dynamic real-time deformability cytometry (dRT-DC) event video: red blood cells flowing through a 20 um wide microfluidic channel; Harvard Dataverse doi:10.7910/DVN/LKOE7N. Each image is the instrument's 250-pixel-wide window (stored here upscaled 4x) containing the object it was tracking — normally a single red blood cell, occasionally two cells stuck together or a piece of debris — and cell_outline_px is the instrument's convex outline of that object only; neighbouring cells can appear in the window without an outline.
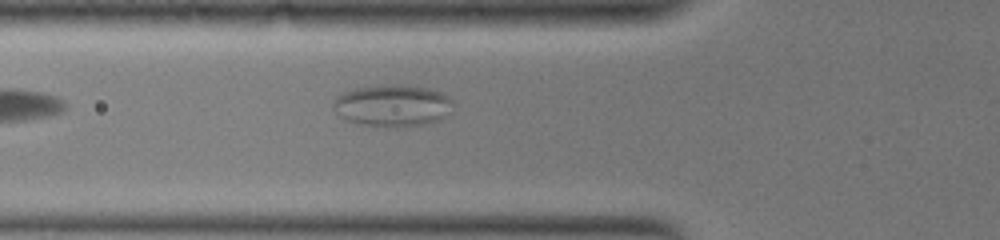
{"species": "common noctule bat (a hibernating species)", "species_latin": "Nyctalus noctula", "temperature_condition": "warm", "stored_images_in_passage": 44, "camera_frame_rate_fps": 3000, "um_per_image_px": 0.085, "animal": {"sex": "female", "body_mass_g": 19.0, "forearm_length_mm": 51.5}, "frame": {"image": 1, "passage_image": 14, "time_ms": 3.333, "image_size_px": [1000, 240], "cell_outline_px": [[452, 104], [444, 116], [440, 120], [424, 124], [404, 128], [392, 128], [356, 124], [340, 116], [332, 108], [332, 104], [336, 96], [344, 92], [356, 88], [384, 84], [408, 84], [428, 88], [444, 92], [452, 100]], "centroid_in_image_um": [33.35, 8.97], "position_along_channel_um": 92.5, "area_um2": 29.82}}
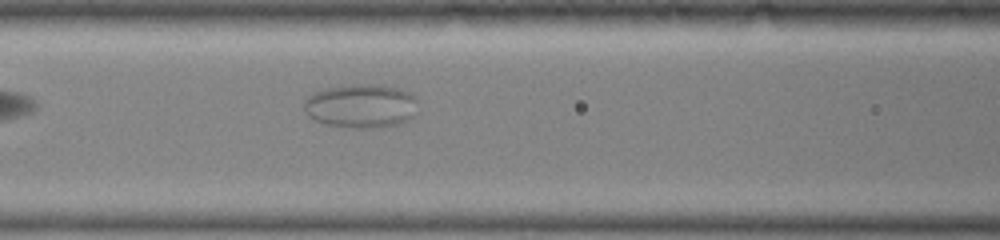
{"frame": {"image": 2, "passage_image": 20, "time_ms": 5.0, "image_size_px": [1000, 240], "cell_outline_px": [[416, 100], [412, 116], [408, 120], [396, 124], [380, 128], [352, 128], [328, 124], [312, 120], [304, 112], [304, 100], [312, 92], [328, 88], [352, 84], [372, 84], [396, 88], [408, 92], [416, 96]], "centroid_in_image_um": [30.63, 9.01], "position_along_channel_um": 136.0, "area_um2": 29.07}}
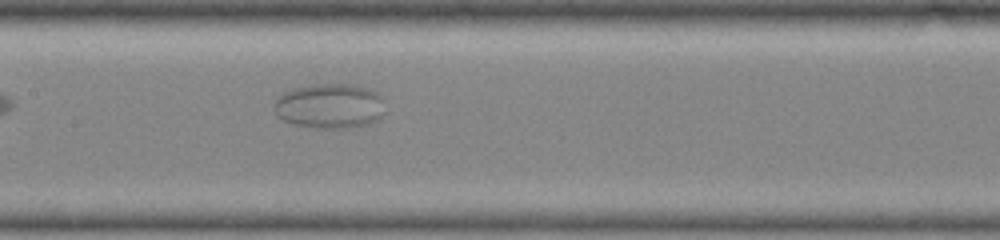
{"frame": {"image": 3, "passage_image": 26, "time_ms": 6.667, "image_size_px": [1000, 240], "cell_outline_px": [[380, 120], [368, 124], [352, 128], [316, 128], [292, 124], [276, 116], [276, 100], [284, 92], [292, 88], [316, 84], [356, 84], [368, 88], [376, 92], [380, 96]], "centroid_in_image_um": [28.0, 9.01], "position_along_channel_um": 179.4, "area_um2": 28.84}, "authors_computed_cell_mechanics": {"area_um2": 29.8826, "velocity_mm_per_s": 2.6204, "shape_relaxation_time_tau1_ms": 5.655, "shape_relaxation_time_tau2_ms": null, "deformation_change_tau1": 0.0964, "deformation_change_tau2": null}}